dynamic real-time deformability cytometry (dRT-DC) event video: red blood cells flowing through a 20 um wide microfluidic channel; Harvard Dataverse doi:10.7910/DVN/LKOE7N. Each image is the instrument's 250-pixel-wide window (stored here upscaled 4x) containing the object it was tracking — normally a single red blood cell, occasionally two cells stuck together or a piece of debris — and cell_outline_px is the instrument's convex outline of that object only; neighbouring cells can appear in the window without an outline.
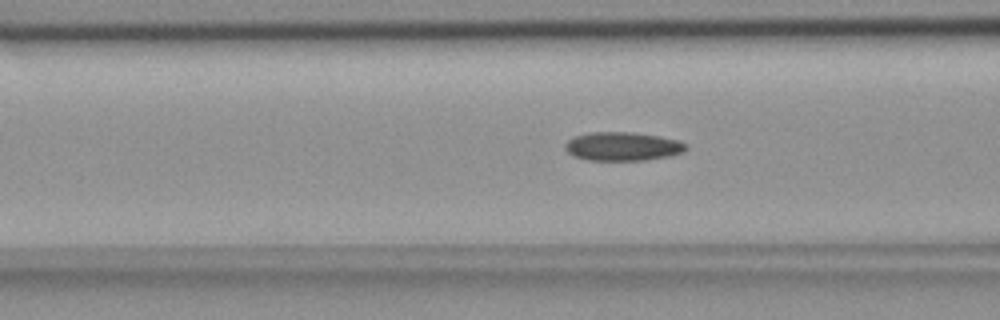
{"species": "common noctule bat (a hibernating species)", "species_latin": "Nyctalus noctula", "temperature_condition": "room temperature", "stored_images_in_passage": 35, "camera_frame_rate_fps": 3000, "um_per_image_px": 0.085, "animal": {"sex": "female", "body_mass_g": 18.4}, "frame": {"image": 1, "passage_image": 9, "time_ms": 2.667, "image_size_px": [1000, 320], "cell_outline_px": [[688, 148], [672, 156], [644, 160], [588, 160], [572, 156], [564, 148], [564, 144], [568, 140], [576, 136], [592, 132], [632, 132], [660, 136], [680, 140], [688, 144]], "centroid_in_image_um": [52.94, 12.44], "position_along_channel_um": 113.7, "area_um2": 20.35}}
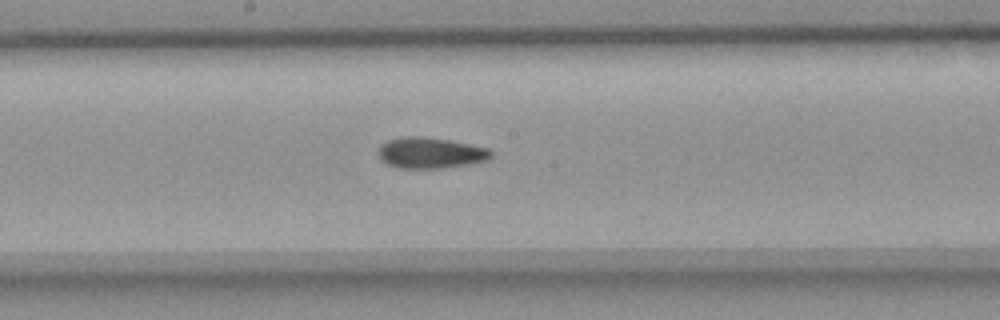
{"frame": {"image": 2, "passage_image": 17, "time_ms": 5.333, "image_size_px": [1000, 320], "cell_outline_px": [[492, 156], [488, 160], [468, 164], [444, 168], [400, 168], [388, 164], [380, 160], [380, 144], [388, 140], [404, 136], [420, 136], [452, 140], [488, 148], [492, 152]], "centroid_in_image_um": [36.61, 12.99], "position_along_channel_um": 211.6, "area_um2": 20.35}}
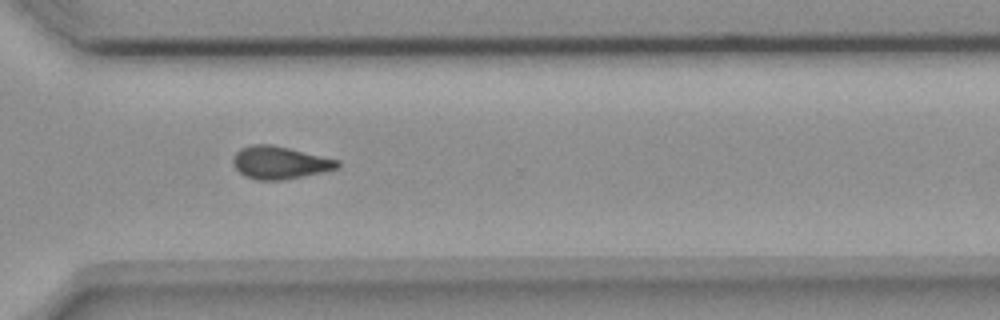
{"frame": {"image": 3, "passage_image": 28, "time_ms": 9.0, "image_size_px": [1000, 320], "cell_outline_px": [[340, 164], [336, 168], [320, 172], [284, 180], [256, 180], [244, 176], [236, 168], [232, 160], [236, 152], [240, 148], [252, 144], [272, 144], [340, 160]], "centroid_in_image_um": [23.75, 13.81], "position_along_channel_um": 346.9, "area_um2": 19.77}, "authors_computed_cell_mechanics": {"area_um2": 19.941, "velocity_mm_per_s": 3.684, "shape_relaxation_time_tau1_ms": null, "shape_relaxation_time_tau2_ms": 5.3112, "deformation_change_tau1": null, "deformation_change_tau2": 0.125}}